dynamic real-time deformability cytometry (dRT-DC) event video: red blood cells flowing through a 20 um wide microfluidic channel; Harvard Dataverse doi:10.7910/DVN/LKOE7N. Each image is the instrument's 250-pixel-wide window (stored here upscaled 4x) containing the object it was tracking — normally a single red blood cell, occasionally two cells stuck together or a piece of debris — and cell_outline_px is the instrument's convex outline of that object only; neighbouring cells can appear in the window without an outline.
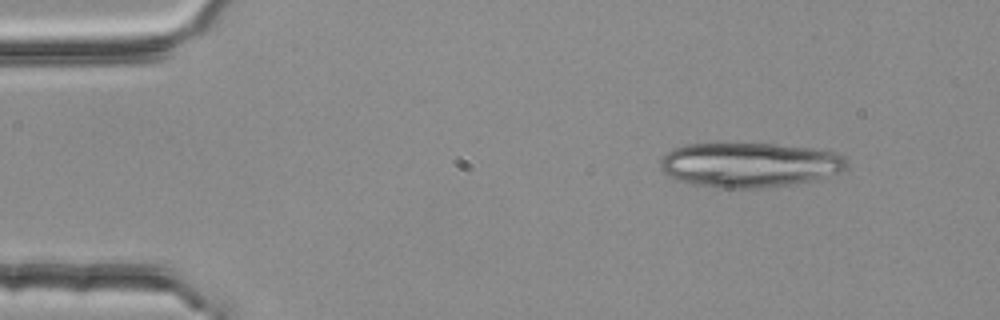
{"species": "common noctule bat (a hibernating species)", "species_latin": "Nyctalus noctula", "temperature_condition": "room temperature", "stored_images_in_passage": 2, "camera_frame_rate_fps": 3000, "um_per_image_px": 0.085, "animal": {"sex": "female", "body_mass_g": 25.1}, "frame": {"image": 1, "passage_image": 1, "time_ms": 0.0, "image_size_px": [1000, 320], "cell_outline_px": [[848, 168], [840, 172], [812, 180], [796, 184], [760, 188], [716, 188], [692, 184], [676, 180], [664, 172], [660, 168], [660, 160], [672, 148], [688, 144], [772, 144], [812, 148], [836, 152], [844, 156], [848, 160]], "centroid_in_image_um": [63.72, 14.02], "position_along_channel_um": 21.3, "area_um2": 48.78}}